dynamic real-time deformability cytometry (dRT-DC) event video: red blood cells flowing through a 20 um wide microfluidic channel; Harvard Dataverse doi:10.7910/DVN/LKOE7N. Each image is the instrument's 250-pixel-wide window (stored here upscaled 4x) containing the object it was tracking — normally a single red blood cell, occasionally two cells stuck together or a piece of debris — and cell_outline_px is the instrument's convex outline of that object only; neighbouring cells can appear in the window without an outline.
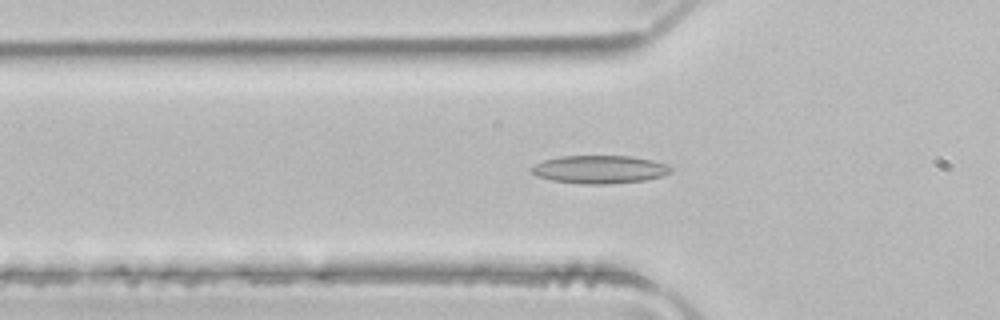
{"species": "common noctule bat (a hibernating species)", "species_latin": "Nyctalus noctula", "temperature_condition": "room temperature", "stored_images_in_passage": 51, "camera_frame_rate_fps": 3000, "um_per_image_px": 0.085, "animal": {"sex": "male", "body_mass_g": 21.5, "forearm_length_mm": 52.0}, "frame": {"image": 1, "passage_image": 17, "time_ms": 5.333, "image_size_px": [1000, 320], "cell_outline_px": [[672, 172], [664, 176], [644, 180], [604, 184], [584, 184], [552, 180], [536, 176], [528, 168], [544, 160], [560, 156], [632, 156], [652, 160], [664, 164], [672, 168]], "centroid_in_image_um": [50.96, 14.4], "position_along_channel_um": 74.8, "area_um2": 22.72}}
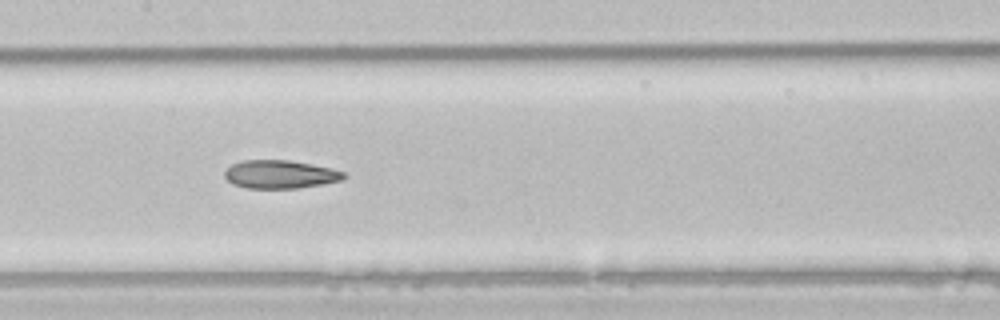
{"frame": {"image": 2, "passage_image": 25, "time_ms": 8.0, "image_size_px": [1000, 320], "cell_outline_px": [[348, 176], [344, 180], [296, 188], [248, 188], [232, 184], [224, 176], [224, 172], [232, 164], [240, 160], [288, 160], [312, 164], [332, 168], [344, 172]], "centroid_in_image_um": [23.82, 14.81], "position_along_channel_um": 183.6, "area_um2": 19.65}}
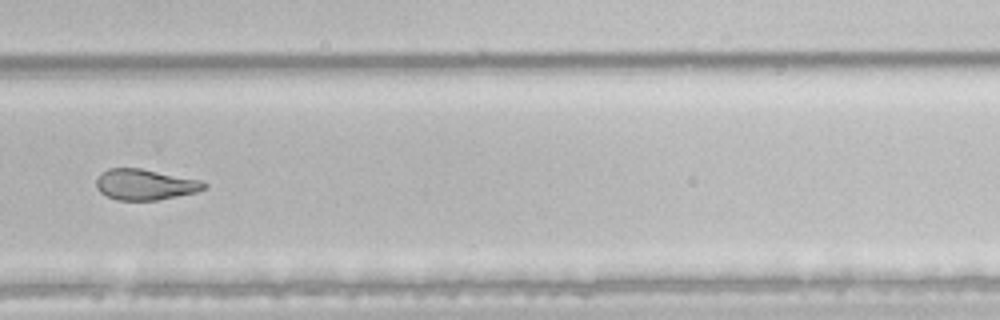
{"frame": {"image": 3, "passage_image": 35, "time_ms": 11.333, "image_size_px": [1000, 320], "cell_outline_px": [[208, 188], [196, 192], [156, 200], [116, 200], [100, 192], [96, 188], [96, 180], [100, 172], [108, 168], [140, 168], [200, 180], [208, 184]], "centroid_in_image_um": [12.31, 15.68], "position_along_channel_um": 317.5, "area_um2": 19.36}, "authors_computed_cell_mechanics": {"area_um2": 21.9062, "velocity_mm_per_s": 4.0467, "shape_relaxation_time_tau1_ms": null, "shape_relaxation_time_tau2_ms": 4.06, "deformation_change_tau1": null, "deformation_change_tau2": 0.13}}